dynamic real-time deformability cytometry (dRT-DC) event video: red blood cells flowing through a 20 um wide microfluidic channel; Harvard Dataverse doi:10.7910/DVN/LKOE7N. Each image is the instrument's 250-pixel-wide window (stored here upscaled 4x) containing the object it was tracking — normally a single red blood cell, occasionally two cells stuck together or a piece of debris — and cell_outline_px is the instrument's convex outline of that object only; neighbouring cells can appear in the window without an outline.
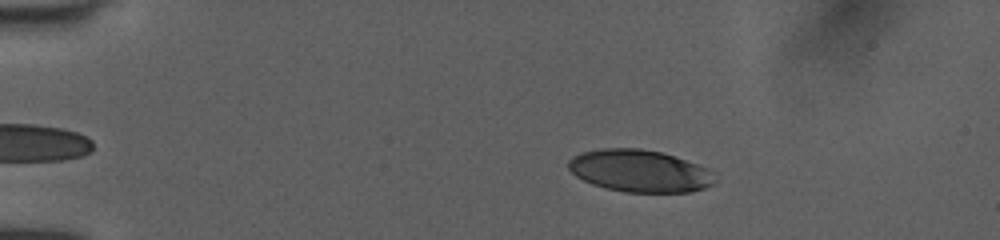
{"species": "human", "species_latin": "Homo sapiens", "temperature_condition": "room temperature", "stored_images_in_passage": 44, "camera_frame_rate_fps": 3000, "um_per_image_px": 0.085, "donor": {"sex": "female"}, "frame": {"image": 1, "passage_image": 3, "time_ms": 0.667, "image_size_px": [1000, 240], "cell_outline_px": [[716, 184], [692, 192], [624, 192], [604, 188], [592, 184], [576, 176], [568, 168], [568, 160], [572, 156], [584, 152], [600, 148], [640, 148], [660, 152], [696, 164], [716, 172]], "centroid_in_image_um": [54.39, 14.54], "position_along_channel_um": 30.6, "area_um2": 36.18}}
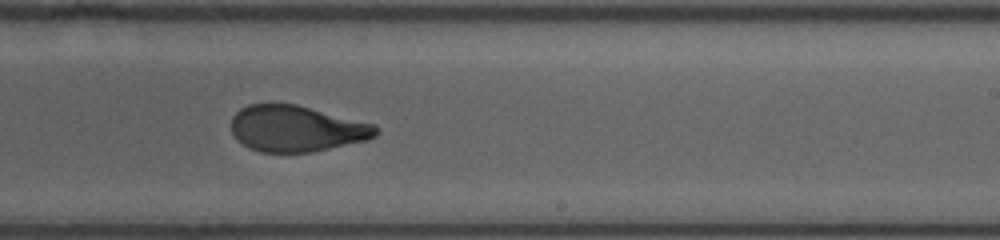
{"frame": {"image": 2, "passage_image": 26, "time_ms": 8.333, "image_size_px": [1000, 240], "cell_outline_px": [[376, 136], [368, 140], [312, 152], [260, 152], [248, 148], [236, 140], [232, 132], [232, 116], [240, 108], [248, 104], [296, 104], [376, 124]], "centroid_in_image_um": [25.18, 10.93], "position_along_channel_um": 263.8, "area_um2": 39.02}}
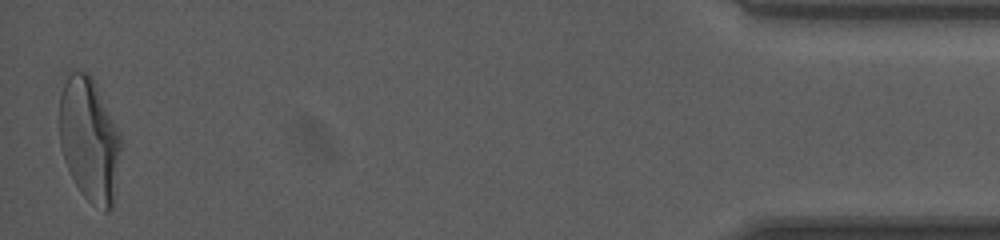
{"frame": {"image": 3, "passage_image": 44, "time_ms": 14.333, "image_size_px": [1000, 240], "cell_outline_px": [[124, 144], [112, 208], [108, 212], [104, 212], [88, 200], [80, 192], [64, 160], [60, 148], [60, 96], [64, 84], [68, 76], [72, 72], [88, 72], [92, 76], [120, 132]], "centroid_in_image_um": [7.64, 11.91], "position_along_channel_um": 427.6, "area_um2": 44.85}, "authors_computed_cell_mechanics": {"area_um2": 40.4022, "velocity_mm_per_s": 4.0569, "shape_relaxation_time_tau1_ms": 6.7896, "shape_relaxation_time_tau2_ms": 1.2339, "deformation_change_tau1": 0.2351, "deformation_change_tau2": 0.08}}